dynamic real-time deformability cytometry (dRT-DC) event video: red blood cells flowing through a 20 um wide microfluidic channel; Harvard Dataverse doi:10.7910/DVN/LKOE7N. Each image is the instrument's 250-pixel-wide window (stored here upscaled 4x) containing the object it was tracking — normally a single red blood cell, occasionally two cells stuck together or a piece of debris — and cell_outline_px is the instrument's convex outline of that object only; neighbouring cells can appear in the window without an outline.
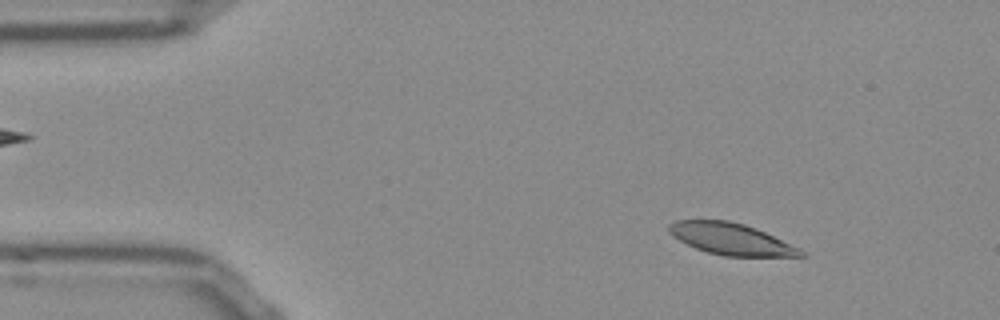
{"species": "Egyptian fruit bat (a non-hibernating species)", "species_latin": "Rousettus aegyptiacus", "temperature_condition": "room temperature", "stored_images_in_passage": 54, "segment_of_instrument_passage": [1, 2], "camera_frame_rate_fps": 3000, "um_per_image_px": 0.085, "frame": {"image": 1, "passage_image": 7, "time_ms": 2.0, "image_size_px": [1000, 320], "cell_outline_px": [[808, 256], [724, 256], [708, 252], [696, 248], [672, 236], [668, 232], [668, 224], [676, 220], [728, 220], [744, 224], [764, 232], [800, 248]], "centroid_in_image_um": [62.12, 20.31], "position_along_channel_um": 22.9, "area_um2": 24.04}}
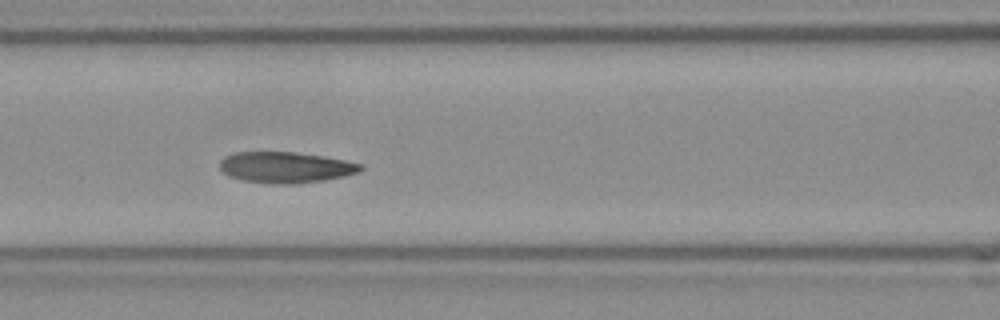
{"frame": {"image": 2, "passage_image": 22, "time_ms": 7.0, "image_size_px": [1000, 320], "cell_outline_px": [[364, 168], [356, 172], [344, 176], [324, 180], [296, 184], [268, 184], [240, 180], [228, 176], [220, 168], [220, 160], [224, 156], [236, 152], [292, 152], [324, 156], [364, 164]], "centroid_in_image_um": [24.25, 14.23], "position_along_channel_um": 142.3, "area_um2": 25.61}}
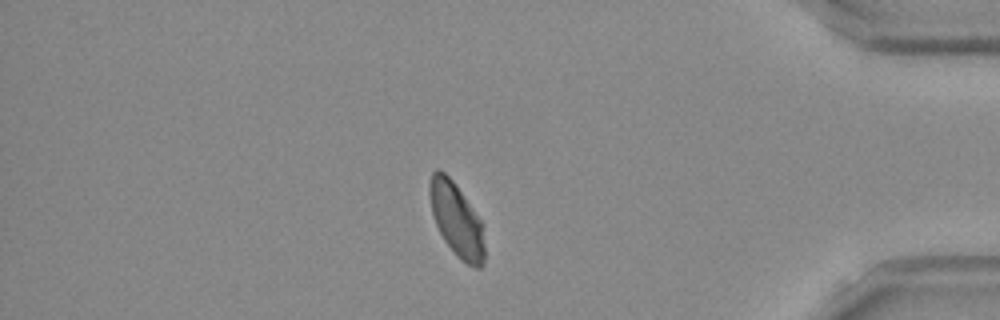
{"frame": {"image": 3, "passage_image": 45, "time_ms": 14.667, "image_size_px": [1000, 320], "cell_outline_px": [[484, 264], [480, 268], [476, 268], [460, 260], [456, 256], [444, 240], [436, 224], [432, 212], [428, 192], [428, 184], [432, 172], [436, 168], [440, 168], [456, 184], [480, 220], [484, 248]], "centroid_in_image_um": [38.77, 18.65], "position_along_channel_um": 396.4, "area_um2": 23.41}}